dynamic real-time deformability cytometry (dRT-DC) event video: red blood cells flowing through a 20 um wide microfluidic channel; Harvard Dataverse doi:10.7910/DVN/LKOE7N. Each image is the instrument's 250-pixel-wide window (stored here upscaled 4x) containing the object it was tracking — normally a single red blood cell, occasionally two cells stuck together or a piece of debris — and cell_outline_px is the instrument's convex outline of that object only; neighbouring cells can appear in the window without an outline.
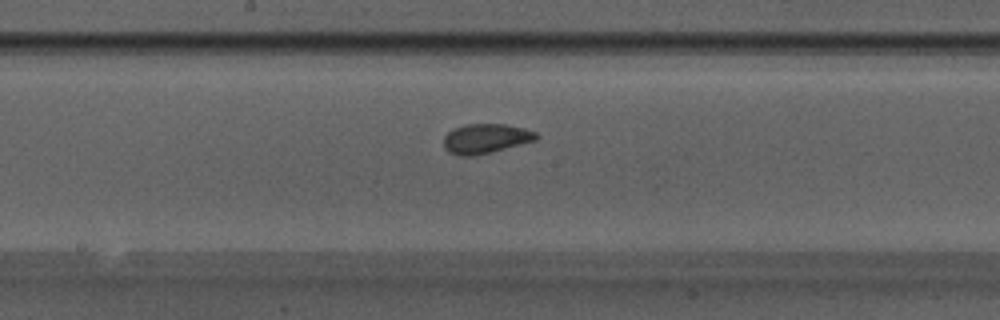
{"species": "Egyptian fruit bat (a non-hibernating species)", "species_latin": "Rousettus aegyptiacus", "temperature_condition": "warm", "stored_images_in_passage": 30, "camera_frame_rate_fps": 3000, "um_per_image_px": 0.085, "animal": {"sex": "male"}, "frame": {"image": 1, "passage_image": 26, "time_ms": 8.333, "image_size_px": [1000, 320], "cell_outline_px": [[540, 136], [536, 140], [492, 152], [476, 156], [460, 156], [448, 152], [444, 148], [444, 136], [452, 128], [464, 124], [508, 124], [524, 128], [536, 132]], "centroid_in_image_um": [41.27, 11.78], "position_along_channel_um": 206.9, "area_um2": 16.24}}